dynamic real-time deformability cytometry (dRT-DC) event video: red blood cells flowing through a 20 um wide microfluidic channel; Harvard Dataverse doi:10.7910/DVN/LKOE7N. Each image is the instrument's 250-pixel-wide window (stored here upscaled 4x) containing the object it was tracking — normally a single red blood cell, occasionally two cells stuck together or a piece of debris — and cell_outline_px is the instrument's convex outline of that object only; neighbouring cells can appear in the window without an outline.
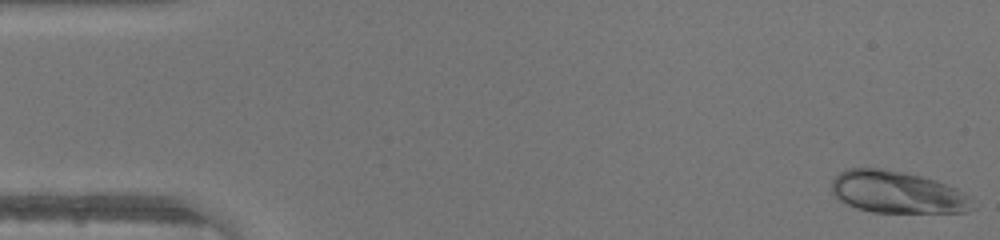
{"species": "human", "species_latin": "Homo sapiens", "temperature_condition": "warm", "stored_images_in_passage": 46, "camera_frame_rate_fps": 3000, "um_per_image_px": 0.085, "donor": {"sex": "male"}, "frame": {"image": 1, "passage_image": 1, "time_ms": 0.0, "image_size_px": [1000, 240], "cell_outline_px": [[976, 208], [968, 212], [872, 212], [856, 208], [840, 200], [832, 192], [832, 180], [840, 172], [848, 168], [880, 168], [920, 176], [936, 180], [956, 188], [964, 192], [968, 196]], "centroid_in_image_um": [76.28, 16.34], "position_along_channel_um": 8.7, "area_um2": 34.39}}
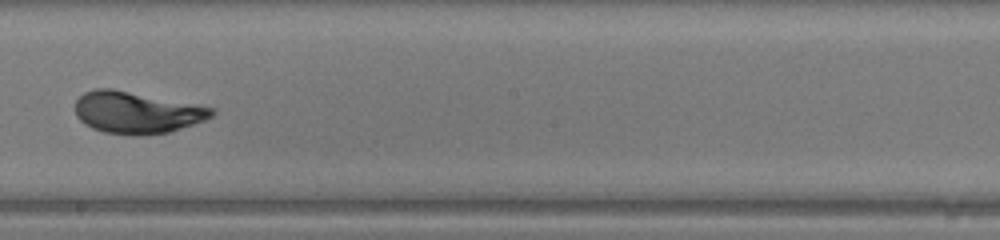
{"frame": {"image": 2, "passage_image": 26, "time_ms": 8.333, "image_size_px": [1000, 240], "cell_outline_px": [[216, 112], [212, 116], [204, 120], [168, 132], [140, 136], [132, 136], [104, 132], [92, 128], [80, 120], [76, 116], [76, 100], [84, 92], [96, 88], [112, 88], [196, 104], [216, 108]], "centroid_in_image_um": [11.61, 9.56], "position_along_channel_um": 236.6, "area_um2": 33.29}}
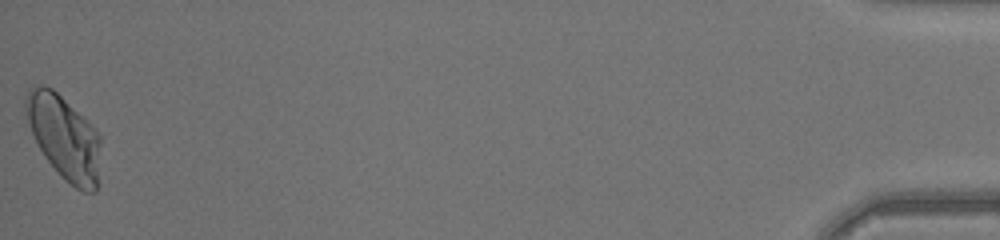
{"frame": {"image": 3, "passage_image": 46, "time_ms": 15.0, "image_size_px": [1000, 240], "cell_outline_px": [[100, 144], [96, 192], [84, 192], [76, 188], [64, 180], [60, 176], [44, 156], [32, 132], [28, 120], [24, 104], [24, 100], [28, 88], [40, 84], [52, 88], [88, 120], [100, 136]], "centroid_in_image_um": [5.45, 11.66], "position_along_channel_um": 429.8, "area_um2": 36.36}}